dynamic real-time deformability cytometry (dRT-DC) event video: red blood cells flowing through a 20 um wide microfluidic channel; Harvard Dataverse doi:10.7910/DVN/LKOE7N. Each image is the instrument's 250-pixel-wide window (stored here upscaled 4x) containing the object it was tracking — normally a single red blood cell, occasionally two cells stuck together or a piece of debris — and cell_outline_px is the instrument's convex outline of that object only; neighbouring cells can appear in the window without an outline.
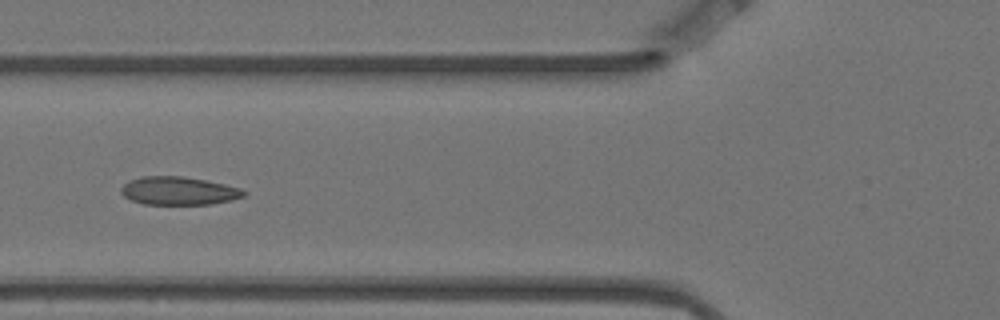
{"species": "Egyptian fruit bat (a non-hibernating species)", "species_latin": "Rousettus aegyptiacus", "temperature_condition": "warm", "stored_images_in_passage": 9, "camera_frame_rate_fps": 3000, "um_per_image_px": 0.085, "animal": {"sex": "female"}, "frame": {"image": 1, "passage_image": 6, "time_ms": 1.667, "image_size_px": [1000, 320], "cell_outline_px": [[248, 192], [244, 196], [232, 200], [212, 204], [144, 204], [132, 200], [124, 196], [120, 192], [120, 188], [128, 180], [140, 176], [184, 176], [224, 184], [240, 188]], "centroid_in_image_um": [15.17, 16.21], "position_along_channel_um": 110.6, "area_um2": 20.23}}
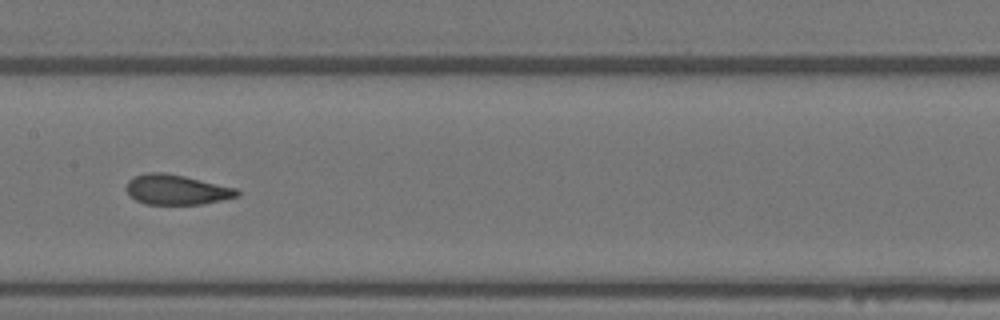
{"frame": {"image": 2, "passage_image": 8, "time_ms": 2.333, "image_size_px": [1000, 320], "cell_outline_px": [[240, 196], [200, 204], [144, 204], [136, 200], [128, 192], [128, 180], [132, 176], [148, 172], [164, 172], [184, 176], [236, 188], [240, 192]], "centroid_in_image_um": [15.01, 16.11], "position_along_channel_um": 192.4, "area_um2": 19.19}}
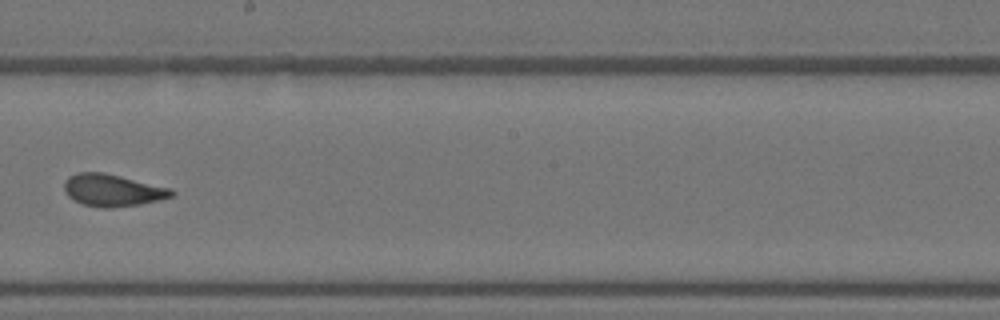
{"frame": {"image": 3, "passage_image": 9, "time_ms": 2.667, "image_size_px": [1000, 320], "cell_outline_px": [[176, 192], [172, 196], [140, 204], [112, 208], [100, 208], [84, 204], [72, 200], [64, 192], [64, 180], [68, 176], [80, 172], [104, 172], [172, 188]], "centroid_in_image_um": [9.54, 16.17], "position_along_channel_um": 238.7, "area_um2": 20.23}}